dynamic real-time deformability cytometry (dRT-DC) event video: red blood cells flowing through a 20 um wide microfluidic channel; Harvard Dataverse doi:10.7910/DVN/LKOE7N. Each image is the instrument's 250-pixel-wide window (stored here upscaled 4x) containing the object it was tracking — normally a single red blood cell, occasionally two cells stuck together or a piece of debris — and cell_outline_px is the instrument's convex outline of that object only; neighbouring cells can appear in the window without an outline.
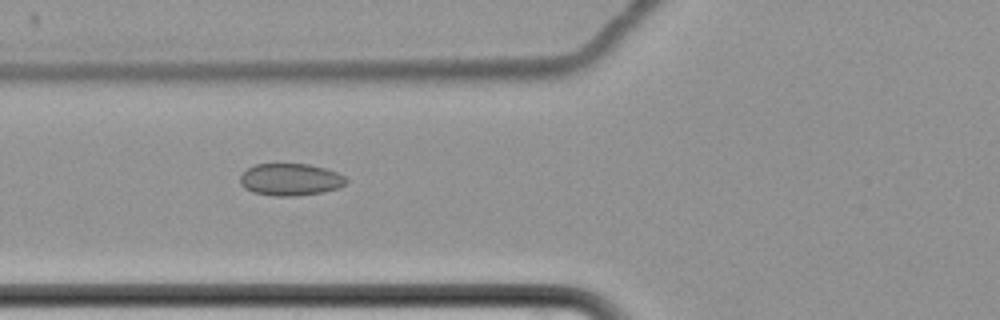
{"species": "common noctule bat (a hibernating species)", "species_latin": "Nyctalus noctula", "temperature_condition": "cold", "stored_images_in_passage": 15, "camera_frame_rate_fps": 3000, "um_per_image_px": 0.085, "animal": {"sex": "female", "body_mass_g": 22.7, "forearm_length_mm": 54.2}, "frame": {"image": 1, "passage_image": 7, "time_ms": 8.0, "image_size_px": [1000, 320], "cell_outline_px": [[348, 180], [340, 188], [324, 192], [296, 196], [272, 196], [252, 192], [244, 188], [240, 184], [240, 176], [248, 168], [256, 164], [308, 164], [324, 168], [336, 172], [344, 176]], "centroid_in_image_um": [24.68, 15.27], "position_along_channel_um": 101.1, "area_um2": 19.94}}
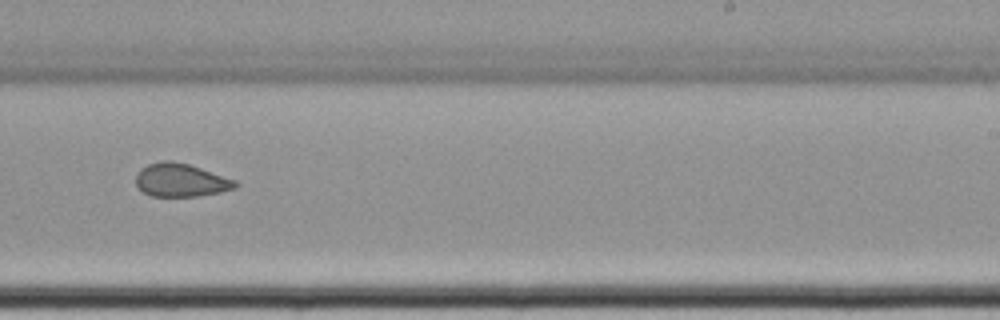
{"frame": {"image": 2, "passage_image": 11, "time_ms": 13.0, "image_size_px": [1000, 320], "cell_outline_px": [[240, 184], [236, 188], [220, 192], [196, 196], [152, 196], [144, 192], [136, 184], [136, 176], [140, 168], [148, 164], [164, 160], [168, 160], [188, 164], [236, 180]], "centroid_in_image_um": [15.38, 15.31], "position_along_channel_um": 273.6, "area_um2": 19.13}}
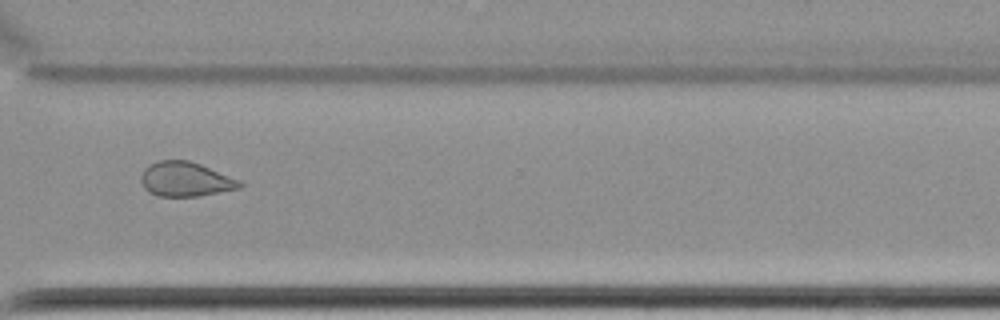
{"frame": {"image": 3, "passage_image": 13, "time_ms": 15.333, "image_size_px": [1000, 320], "cell_outline_px": [[244, 184], [240, 188], [200, 196], [160, 196], [148, 192], [144, 188], [140, 180], [140, 176], [144, 168], [148, 164], [160, 160], [188, 160], [200, 164], [240, 180]], "centroid_in_image_um": [15.75, 15.23], "position_along_channel_um": 354.9, "area_um2": 19.94}, "authors_computed_cell_mechanics": {"area_um2": 21.097, "velocity_mm_per_s": 3.463, "shape_relaxation_time_tau1_ms": null, "shape_relaxation_time_tau2_ms": 3.0382, "deformation_change_tau1": null, "deformation_change_tau2": 0.0661}}